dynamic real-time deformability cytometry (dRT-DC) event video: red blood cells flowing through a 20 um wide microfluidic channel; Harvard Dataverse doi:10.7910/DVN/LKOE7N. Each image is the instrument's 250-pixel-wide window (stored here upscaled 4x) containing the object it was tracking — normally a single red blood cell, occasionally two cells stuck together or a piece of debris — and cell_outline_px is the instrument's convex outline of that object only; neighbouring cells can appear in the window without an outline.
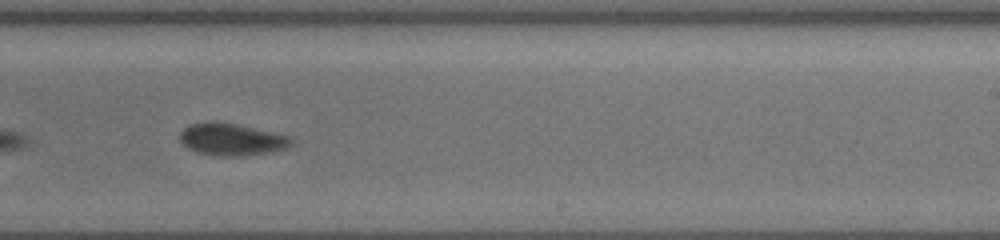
{"species": "common noctule bat (a hibernating species)", "species_latin": "Nyctalus noctula", "temperature_condition": "cold", "stored_images_in_passage": 30, "camera_frame_rate_fps": 3000, "um_per_image_px": 0.085, "animal": {"sex": "female", "body_mass_g": 19.5, "forearm_length_mm": 54.1}, "frame": {"image": 1, "passage_image": 13, "time_ms": 7.667, "image_size_px": [1000, 240], "cell_outline_px": [[296, 144], [288, 148], [272, 152], [244, 156], [212, 156], [196, 152], [188, 148], [180, 140], [180, 132], [188, 124], [208, 120], [216, 120], [236, 124], [292, 136], [296, 140]], "centroid_in_image_um": [19.74, 11.84], "position_along_channel_um": 269.3, "area_um2": 21.62}}
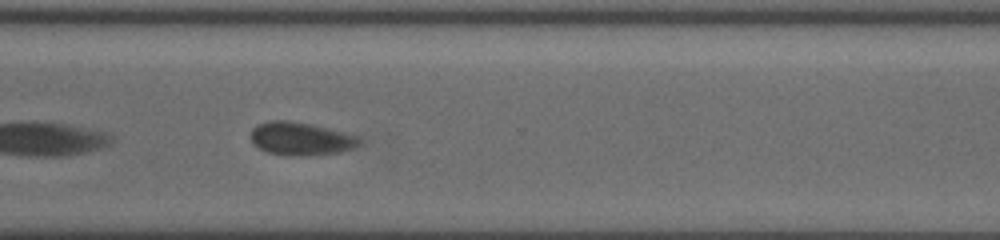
{"frame": {"image": 2, "passage_image": 18, "time_ms": 9.667, "image_size_px": [1000, 240], "cell_outline_px": [[364, 144], [340, 152], [300, 156], [268, 152], [252, 144], [252, 128], [256, 124], [272, 120], [288, 120], [312, 124], [360, 136], [364, 140]], "centroid_in_image_um": [25.63, 11.77], "position_along_channel_um": 345.0, "area_um2": 21.04}}